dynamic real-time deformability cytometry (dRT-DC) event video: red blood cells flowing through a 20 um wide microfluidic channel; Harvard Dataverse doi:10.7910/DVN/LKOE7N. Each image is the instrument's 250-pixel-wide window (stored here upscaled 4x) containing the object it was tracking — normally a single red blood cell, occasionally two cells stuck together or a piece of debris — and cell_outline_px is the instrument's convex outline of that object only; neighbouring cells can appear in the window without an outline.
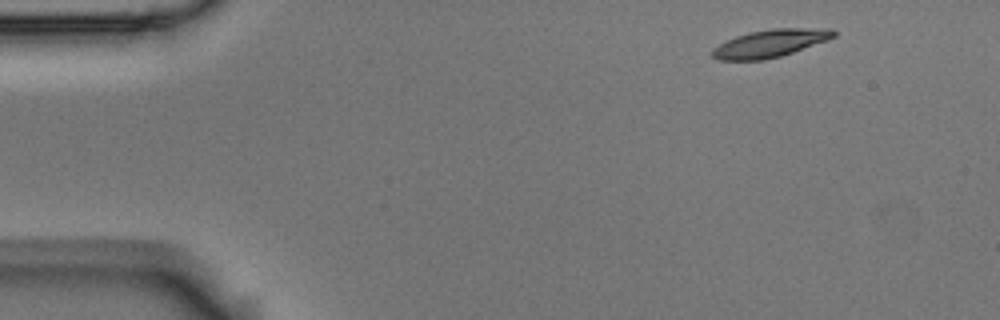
{"species": "Egyptian fruit bat (a non-hibernating species)", "species_latin": "Rousettus aegyptiacus", "temperature_condition": "room temperature", "stored_images_in_passage": 4, "camera_frame_rate_fps": 3000, "um_per_image_px": 0.085, "animal": {"sex": "male"}, "frame": {"image": 1, "passage_image": 1, "time_ms": 0.0, "image_size_px": [1000, 320], "cell_outline_px": [[836, 36], [828, 40], [780, 56], [764, 60], [720, 60], [712, 56], [712, 48], [736, 36], [752, 32], [772, 28], [832, 28], [836, 32]], "centroid_in_image_um": [65.5, 3.68], "position_along_channel_um": 19.5, "area_um2": 19.42}}
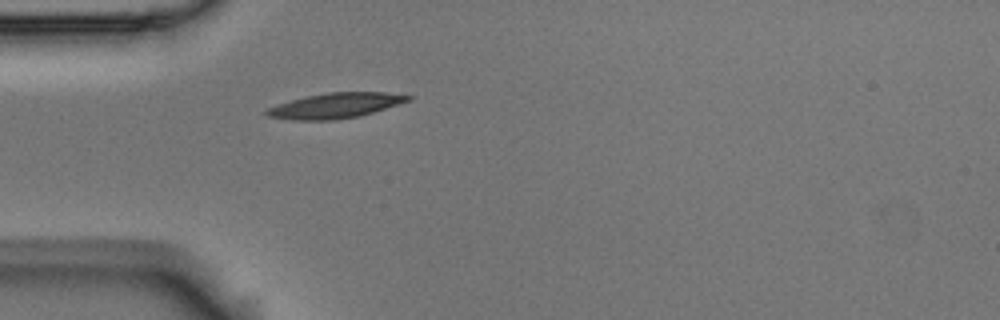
{"frame": {"image": 2, "passage_image": 4, "time_ms": 1.0, "image_size_px": [1000, 320], "cell_outline_px": [[412, 100], [360, 116], [336, 120], [292, 120], [268, 116], [264, 112], [268, 108], [292, 100], [308, 96], [328, 92], [384, 92], [412, 96]], "centroid_in_image_um": [28.55, 8.98], "position_along_channel_um": 56.5, "area_um2": 20.58}}